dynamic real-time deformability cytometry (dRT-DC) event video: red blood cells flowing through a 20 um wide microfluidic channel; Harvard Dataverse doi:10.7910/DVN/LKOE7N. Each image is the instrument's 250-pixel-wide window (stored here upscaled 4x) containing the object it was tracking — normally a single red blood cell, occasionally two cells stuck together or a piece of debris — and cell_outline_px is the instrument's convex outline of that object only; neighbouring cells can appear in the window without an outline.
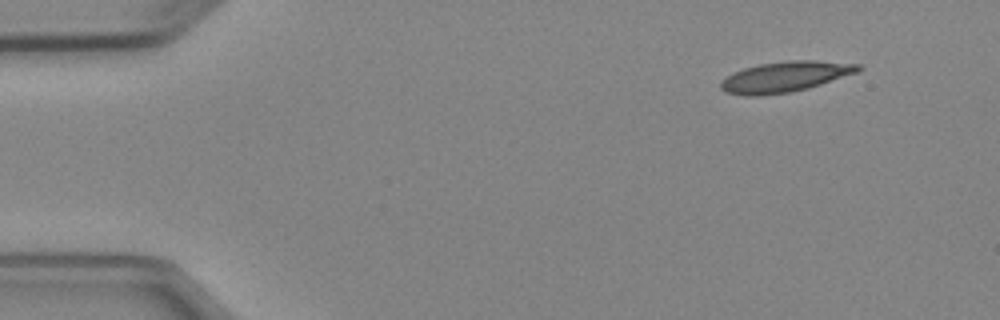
{"species": "Egyptian fruit bat (a non-hibernating species)", "species_latin": "Rousettus aegyptiacus", "temperature_condition": "cold", "stored_images_in_passage": 7, "camera_frame_rate_fps": 3000, "um_per_image_px": 0.085, "animal": {"sex": "female"}, "frame": {"image": 1, "passage_image": 1, "time_ms": 0.0, "image_size_px": [1000, 320], "cell_outline_px": [[864, 68], [856, 72], [808, 88], [788, 92], [756, 96], [744, 96], [724, 92], [720, 88], [720, 80], [732, 72], [744, 68], [760, 64], [788, 60], [816, 60], [860, 64]], "centroid_in_image_um": [66.68, 6.52], "position_along_channel_um": 18.3, "area_um2": 24.45}}
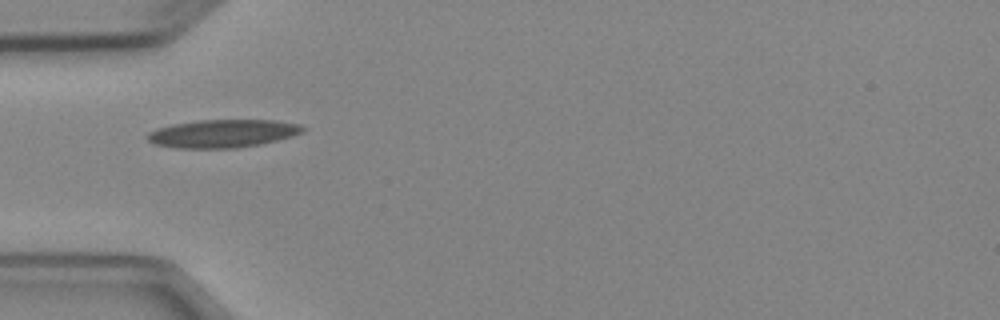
{"frame": {"image": 2, "passage_image": 4, "time_ms": 3.667, "image_size_px": [1000, 320], "cell_outline_px": [[308, 128], [304, 132], [292, 136], [260, 144], [236, 148], [176, 148], [156, 144], [148, 140], [144, 136], [148, 132], [156, 128], [172, 124], [200, 120], [272, 120], [300, 124]], "centroid_in_image_um": [18.93, 11.34], "position_along_channel_um": 66.1, "area_um2": 25.49}}
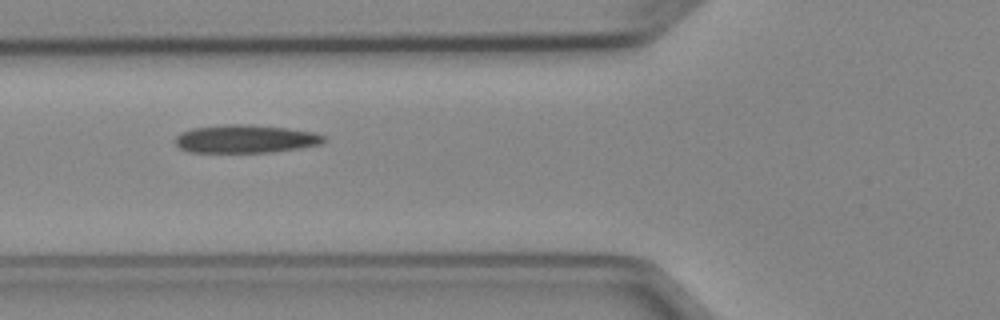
{"frame": {"image": 3, "passage_image": 5, "time_ms": 4.667, "image_size_px": [1000, 320], "cell_outline_px": [[328, 140], [320, 144], [300, 148], [272, 152], [188, 152], [180, 148], [172, 140], [180, 132], [192, 128], [224, 124], [252, 124], [288, 128], [312, 132], [324, 136]], "centroid_in_image_um": [20.84, 11.8], "position_along_channel_um": 105.0, "area_um2": 24.62}}